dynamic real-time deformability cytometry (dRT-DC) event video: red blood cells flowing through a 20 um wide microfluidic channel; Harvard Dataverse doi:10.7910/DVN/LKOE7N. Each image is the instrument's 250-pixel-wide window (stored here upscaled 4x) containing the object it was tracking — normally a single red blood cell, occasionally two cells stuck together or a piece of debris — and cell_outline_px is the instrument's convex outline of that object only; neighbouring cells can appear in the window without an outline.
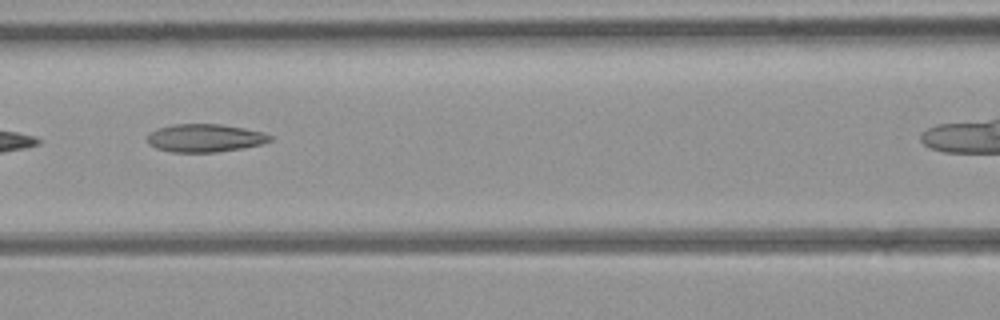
{"species": "common noctule bat (a hibernating species)", "species_latin": "Nyctalus noctula", "temperature_condition": "room temperature", "stored_images_in_passage": 8, "camera_frame_rate_fps": 3000, "um_per_image_px": 0.085, "animal": {"sex": "female", "body_mass_g": 21.9}, "frame": {"image": 1, "passage_image": 4, "time_ms": 4.333, "image_size_px": [1000, 320], "cell_outline_px": [[272, 140], [264, 144], [244, 148], [216, 152], [172, 152], [156, 148], [148, 144], [148, 136], [152, 132], [160, 128], [172, 124], [220, 124], [244, 128], [264, 132], [272, 136]], "centroid_in_image_um": [17.47, 11.73], "position_along_channel_um": 149.1, "area_um2": 20.06}}
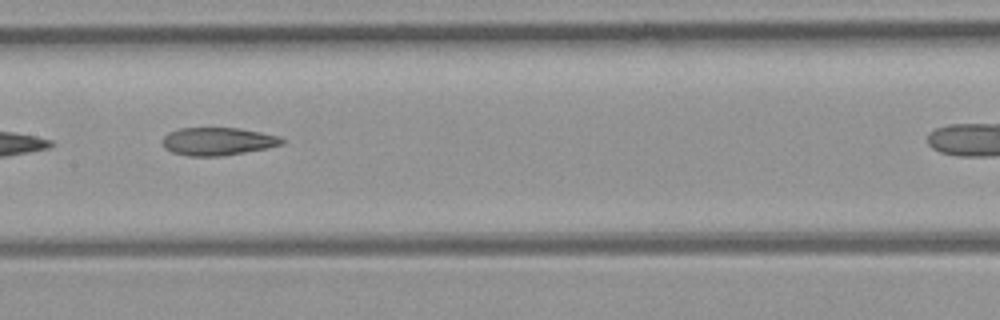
{"frame": {"image": 2, "passage_image": 5, "time_ms": 5.333, "image_size_px": [1000, 320], "cell_outline_px": [[284, 144], [268, 148], [220, 156], [188, 156], [172, 152], [164, 148], [160, 140], [168, 132], [180, 128], [236, 128], [260, 132], [280, 136], [284, 140]], "centroid_in_image_um": [18.48, 12.02], "position_along_channel_um": 188.9, "area_um2": 19.48}}